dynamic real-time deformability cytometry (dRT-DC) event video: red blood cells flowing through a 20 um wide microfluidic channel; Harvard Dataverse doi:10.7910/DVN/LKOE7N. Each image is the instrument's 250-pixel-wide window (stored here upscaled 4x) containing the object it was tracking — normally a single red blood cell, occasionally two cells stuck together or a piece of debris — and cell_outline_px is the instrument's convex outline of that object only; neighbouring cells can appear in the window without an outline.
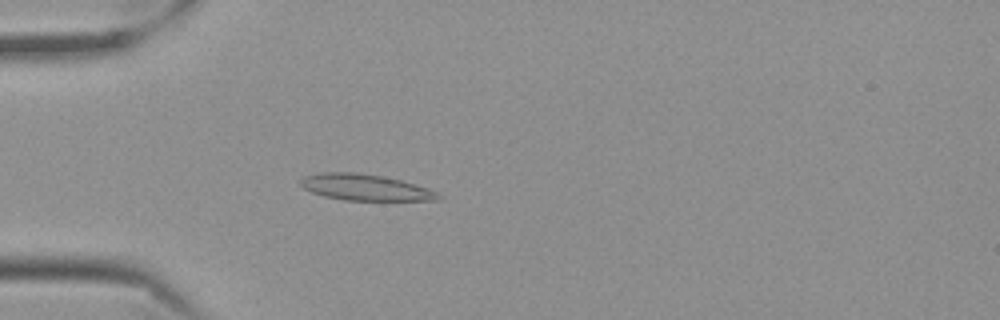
{"species": "Egyptian fruit bat (a non-hibernating species)", "species_latin": "Rousettus aegyptiacus", "temperature_condition": "cold", "stored_images_in_passage": 58, "camera_frame_rate_fps": 3000, "um_per_image_px": 0.085, "frame": {"image": 1, "passage_image": 17, "time_ms": 5.333, "image_size_px": [1000, 320], "cell_outline_px": [[444, 196], [440, 200], [344, 200], [324, 196], [312, 192], [304, 188], [300, 184], [300, 180], [304, 176], [320, 172], [356, 172], [380, 176], [400, 180], [416, 184], [428, 188]], "centroid_in_image_um": [31.05, 15.92], "position_along_channel_um": 53.9, "area_um2": 20.98}}
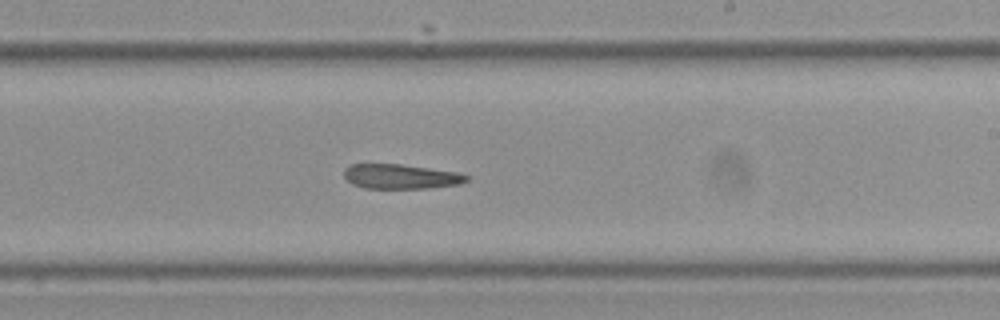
{"frame": {"image": 2, "passage_image": 35, "time_ms": 11.333, "image_size_px": [1000, 320], "cell_outline_px": [[468, 180], [460, 184], [428, 188], [364, 188], [352, 184], [344, 176], [344, 168], [352, 164], [400, 164], [456, 172], [468, 176]], "centroid_in_image_um": [34.04, 15.0], "position_along_channel_um": 255.0, "area_um2": 17.46}}
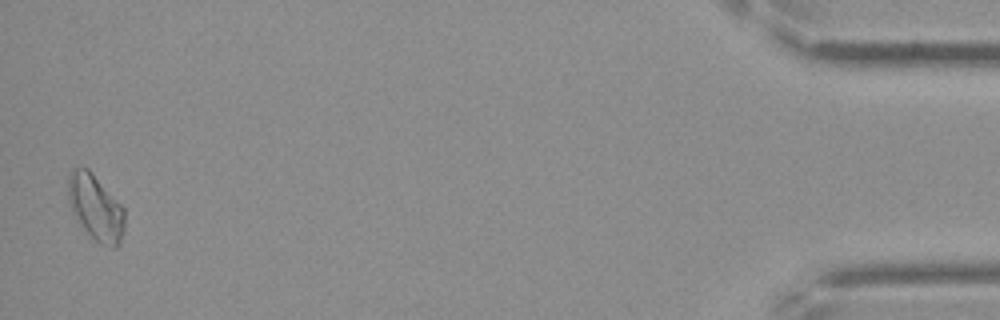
{"frame": {"image": 3, "passage_image": 57, "time_ms": 18.667, "image_size_px": [1000, 320], "cell_outline_px": [[124, 228], [120, 244], [116, 248], [112, 248], [100, 244], [88, 236], [72, 212], [68, 204], [68, 172], [72, 168], [88, 168], [92, 172], [124, 208]], "centroid_in_image_um": [8.11, 17.67], "position_along_channel_um": 427.1, "area_um2": 21.96}}